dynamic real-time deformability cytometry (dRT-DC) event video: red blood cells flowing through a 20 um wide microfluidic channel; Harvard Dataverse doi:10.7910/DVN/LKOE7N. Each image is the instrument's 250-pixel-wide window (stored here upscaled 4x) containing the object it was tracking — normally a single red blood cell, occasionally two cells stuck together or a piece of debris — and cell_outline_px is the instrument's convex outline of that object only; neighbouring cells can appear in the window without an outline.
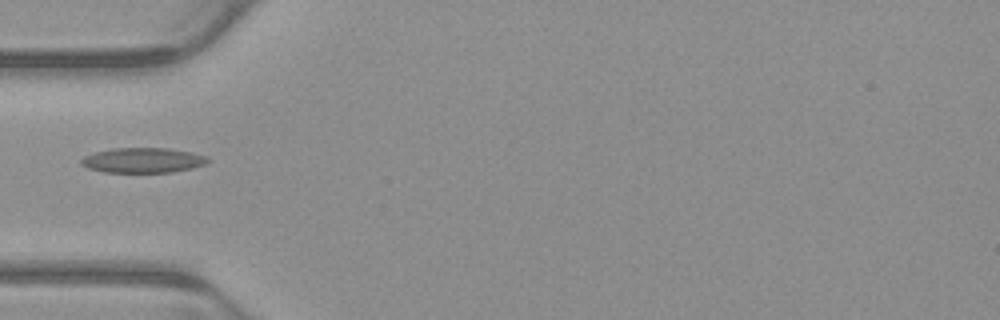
{"species": "common noctule bat (a hibernating species)", "species_latin": "Nyctalus noctula", "temperature_condition": "warm", "stored_images_in_passage": 1, "camera_frame_rate_fps": 3000, "um_per_image_px": 0.085, "animal": {"sex": "male", "body_mass_g": 23.1, "forearm_length_mm": 52.7}, "frame": {"image": 1, "passage_image": 1, "time_ms": 0.0, "image_size_px": [1000, 320], "cell_outline_px": [[208, 160], [204, 164], [192, 168], [172, 172], [104, 172], [88, 168], [80, 164], [80, 160], [84, 156], [96, 152], [112, 148], [168, 148], [192, 152], [208, 156]], "centroid_in_image_um": [12.14, 13.62], "position_along_channel_um": 72.9, "area_um2": 18.44}}